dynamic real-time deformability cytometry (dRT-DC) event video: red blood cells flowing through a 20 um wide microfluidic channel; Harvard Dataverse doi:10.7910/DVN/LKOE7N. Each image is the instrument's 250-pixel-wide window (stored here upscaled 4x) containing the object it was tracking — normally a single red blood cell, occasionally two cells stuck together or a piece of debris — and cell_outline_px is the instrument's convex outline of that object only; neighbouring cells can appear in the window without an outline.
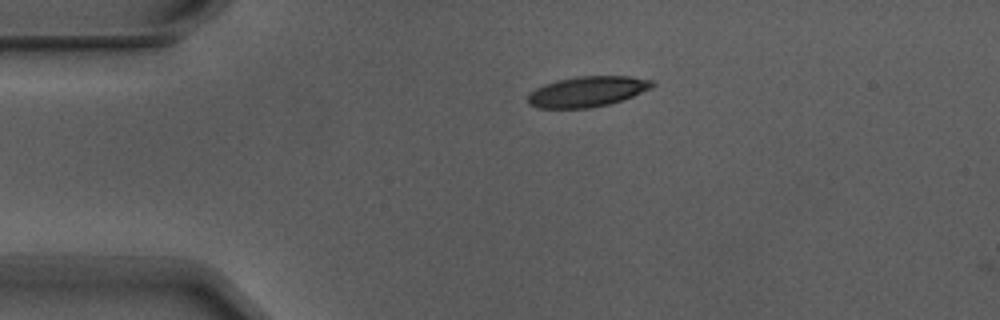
{"species": "Egyptian fruit bat (a non-hibernating species)", "species_latin": "Rousettus aegyptiacus", "temperature_condition": "warm", "stored_images_in_passage": 2, "camera_frame_rate_fps": 3000, "um_per_image_px": 0.085, "animal": {"sex": "male"}, "frame": {"image": 1, "passage_image": 1, "time_ms": 0.0, "image_size_px": [1000, 320], "cell_outline_px": [[656, 84], [652, 88], [624, 100], [608, 104], [588, 108], [540, 108], [528, 104], [528, 96], [536, 88], [544, 84], [556, 80], [580, 76], [632, 76], [652, 80]], "centroid_in_image_um": [49.96, 7.78], "position_along_channel_um": 35.0, "area_um2": 22.14}}